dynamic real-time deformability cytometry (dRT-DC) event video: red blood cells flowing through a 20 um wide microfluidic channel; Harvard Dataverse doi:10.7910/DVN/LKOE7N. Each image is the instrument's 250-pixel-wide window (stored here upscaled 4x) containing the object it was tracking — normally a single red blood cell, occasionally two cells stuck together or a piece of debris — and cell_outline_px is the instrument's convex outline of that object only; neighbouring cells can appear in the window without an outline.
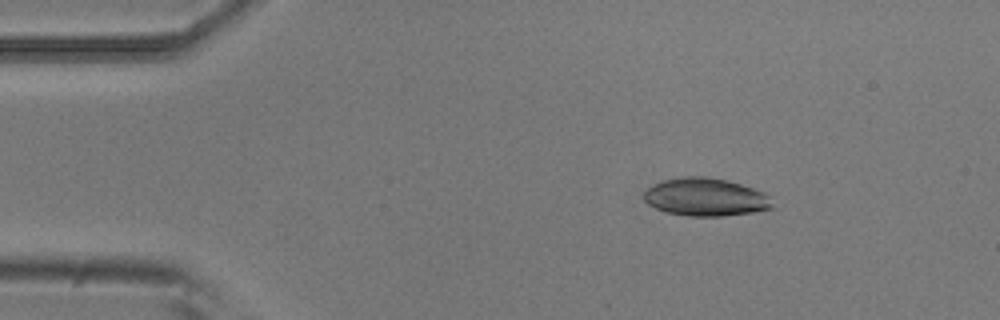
{"species": "common noctule bat (a hibernating species)", "species_latin": "Nyctalus noctula", "temperature_condition": "room temperature", "stored_images_in_passage": 2, "camera_frame_rate_fps": 3000, "um_per_image_px": 0.085, "animal": {"sex": "male", "body_mass_g": 20.5, "forearm_length_mm": 52.5}, "frame": {"image": 1, "passage_image": 1, "time_ms": 0.0, "image_size_px": [1000, 320], "cell_outline_px": [[776, 208], [752, 212], [724, 216], [688, 216], [668, 212], [656, 208], [648, 204], [644, 200], [644, 192], [648, 188], [664, 180], [684, 176], [708, 176], [728, 180], [764, 192], [772, 196]], "centroid_in_image_um": [60.05, 16.75], "position_along_channel_um": 25.0, "area_um2": 28.61}}